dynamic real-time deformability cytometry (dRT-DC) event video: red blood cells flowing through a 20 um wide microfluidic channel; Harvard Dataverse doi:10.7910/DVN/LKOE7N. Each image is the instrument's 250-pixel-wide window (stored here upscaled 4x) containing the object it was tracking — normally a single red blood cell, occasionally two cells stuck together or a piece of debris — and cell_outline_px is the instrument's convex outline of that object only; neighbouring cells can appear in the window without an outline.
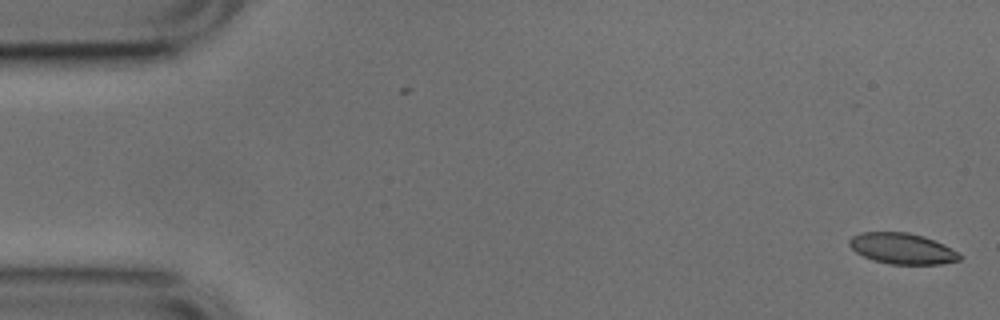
{"species": "common noctule bat (a hibernating species)", "species_latin": "Nyctalus noctula", "temperature_condition": "cold", "stored_images_in_passage": 4, "camera_frame_rate_fps": 3000, "um_per_image_px": 0.085, "animal": {"sex": "male", "body_mass_g": 17.9, "forearm_length_mm": 54.2}, "frame": {"image": 1, "passage_image": 4, "time_ms": 1.0, "image_size_px": [1000, 320], "cell_outline_px": [[964, 256], [960, 260], [940, 264], [888, 264], [872, 260], [856, 252], [848, 244], [848, 240], [852, 236], [860, 232], [908, 232], [924, 236], [944, 244]], "centroid_in_image_um": [76.69, 21.12], "position_along_channel_um": 8.3, "area_um2": 20.0}}